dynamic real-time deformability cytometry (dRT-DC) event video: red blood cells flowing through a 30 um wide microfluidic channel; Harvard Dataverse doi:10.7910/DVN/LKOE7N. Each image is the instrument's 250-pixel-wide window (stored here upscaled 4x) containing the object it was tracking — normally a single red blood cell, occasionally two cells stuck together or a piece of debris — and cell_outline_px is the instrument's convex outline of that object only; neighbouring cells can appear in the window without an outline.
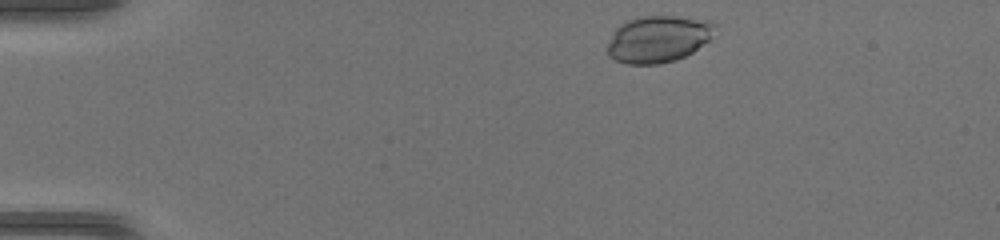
{"species": "common noctule bat (a hibernating species)", "species_latin": "Nyctalus noctula", "temperature_condition": "warm", "stored_images_in_passage": 41, "camera_frame_rate_fps": 3000, "um_per_image_px": 0.085, "animal": {"sex": "female", "body_mass_g": 17.0, "forearm_length_mm": 48.0}, "frame": {"image": 1, "passage_image": 2, "time_ms": 0.333, "image_size_px": [1000, 240], "cell_outline_px": [[716, 24], [708, 40], [692, 52], [676, 60], [660, 64], [628, 64], [616, 60], [608, 56], [608, 44], [616, 28], [620, 24], [628, 20], [640, 16], [672, 16], [708, 20]], "centroid_in_image_um": [55.92, 3.32], "position_along_channel_um": 29.1, "area_um2": 29.02}}
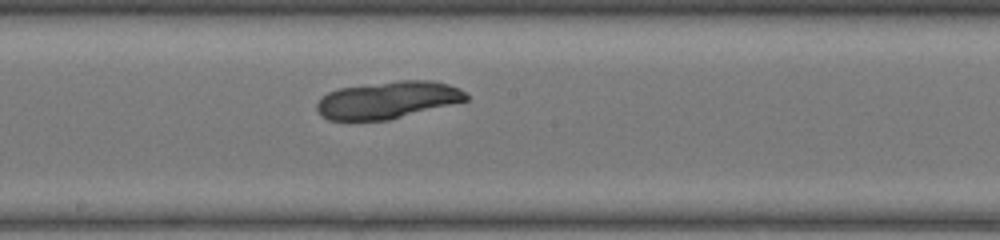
{"frame": {"image": 2, "passage_image": 20, "time_ms": 6.333, "image_size_px": [1000, 240], "cell_outline_px": [[468, 100], [388, 120], [328, 120], [320, 116], [316, 108], [316, 104], [320, 96], [328, 92], [340, 88], [400, 80], [432, 80], [448, 84], [460, 88], [468, 96]], "centroid_in_image_um": [32.93, 8.5], "position_along_channel_um": 215.3, "area_um2": 32.37}}
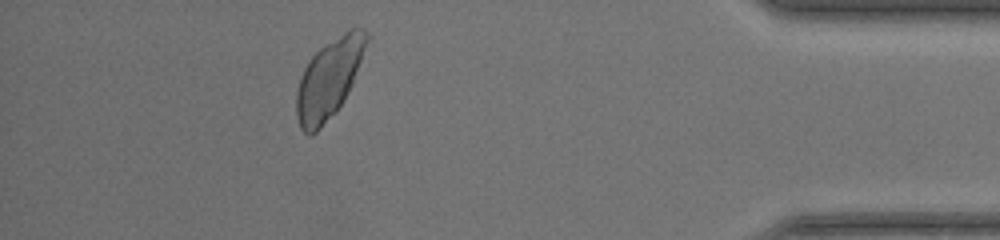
{"frame": {"image": 3, "passage_image": 36, "time_ms": 11.667, "image_size_px": [1000, 240], "cell_outline_px": [[372, 36], [352, 84], [348, 92], [340, 104], [320, 128], [312, 136], [308, 136], [300, 128], [296, 116], [296, 92], [300, 76], [304, 68], [312, 56], [320, 48], [348, 28], [364, 28]], "centroid_in_image_um": [27.98, 6.64], "position_along_channel_um": 407.2, "area_um2": 32.48}}